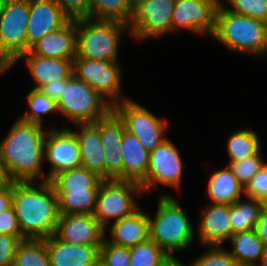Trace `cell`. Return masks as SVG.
<instances>
[{
	"mask_svg": "<svg viewBox=\"0 0 267 266\" xmlns=\"http://www.w3.org/2000/svg\"><path fill=\"white\" fill-rule=\"evenodd\" d=\"M129 266H157L168 254L154 241L148 238L129 248Z\"/></svg>",
	"mask_w": 267,
	"mask_h": 266,
	"instance_id": "836d02e7",
	"label": "cell"
},
{
	"mask_svg": "<svg viewBox=\"0 0 267 266\" xmlns=\"http://www.w3.org/2000/svg\"><path fill=\"white\" fill-rule=\"evenodd\" d=\"M29 0H6L0 12V73L27 52Z\"/></svg>",
	"mask_w": 267,
	"mask_h": 266,
	"instance_id": "52a82bcc",
	"label": "cell"
},
{
	"mask_svg": "<svg viewBox=\"0 0 267 266\" xmlns=\"http://www.w3.org/2000/svg\"><path fill=\"white\" fill-rule=\"evenodd\" d=\"M262 214L267 217V199L262 201Z\"/></svg>",
	"mask_w": 267,
	"mask_h": 266,
	"instance_id": "c3c4849f",
	"label": "cell"
},
{
	"mask_svg": "<svg viewBox=\"0 0 267 266\" xmlns=\"http://www.w3.org/2000/svg\"><path fill=\"white\" fill-rule=\"evenodd\" d=\"M129 248L113 245L106 238L100 247L99 266H129Z\"/></svg>",
	"mask_w": 267,
	"mask_h": 266,
	"instance_id": "74e56055",
	"label": "cell"
},
{
	"mask_svg": "<svg viewBox=\"0 0 267 266\" xmlns=\"http://www.w3.org/2000/svg\"><path fill=\"white\" fill-rule=\"evenodd\" d=\"M79 131H73L78 138L82 167L106 180V163L99 136V120L94 123L76 124Z\"/></svg>",
	"mask_w": 267,
	"mask_h": 266,
	"instance_id": "603a6c76",
	"label": "cell"
},
{
	"mask_svg": "<svg viewBox=\"0 0 267 266\" xmlns=\"http://www.w3.org/2000/svg\"><path fill=\"white\" fill-rule=\"evenodd\" d=\"M98 190L56 191L60 215L94 214Z\"/></svg>",
	"mask_w": 267,
	"mask_h": 266,
	"instance_id": "4316f807",
	"label": "cell"
},
{
	"mask_svg": "<svg viewBox=\"0 0 267 266\" xmlns=\"http://www.w3.org/2000/svg\"><path fill=\"white\" fill-rule=\"evenodd\" d=\"M255 231L258 237L263 241L264 246H267V217L261 214L259 221L255 226Z\"/></svg>",
	"mask_w": 267,
	"mask_h": 266,
	"instance_id": "bcb514c9",
	"label": "cell"
},
{
	"mask_svg": "<svg viewBox=\"0 0 267 266\" xmlns=\"http://www.w3.org/2000/svg\"><path fill=\"white\" fill-rule=\"evenodd\" d=\"M51 266H99L100 247L70 244L55 235L45 239Z\"/></svg>",
	"mask_w": 267,
	"mask_h": 266,
	"instance_id": "ffe728a7",
	"label": "cell"
},
{
	"mask_svg": "<svg viewBox=\"0 0 267 266\" xmlns=\"http://www.w3.org/2000/svg\"><path fill=\"white\" fill-rule=\"evenodd\" d=\"M27 110L20 119L43 125V116L50 113H58L57 103L45 95L40 89H32L26 97Z\"/></svg>",
	"mask_w": 267,
	"mask_h": 266,
	"instance_id": "d6a6232c",
	"label": "cell"
},
{
	"mask_svg": "<svg viewBox=\"0 0 267 266\" xmlns=\"http://www.w3.org/2000/svg\"><path fill=\"white\" fill-rule=\"evenodd\" d=\"M103 180L85 167L67 170L56 175L51 183L55 191H78L99 188Z\"/></svg>",
	"mask_w": 267,
	"mask_h": 266,
	"instance_id": "f1b7e54d",
	"label": "cell"
},
{
	"mask_svg": "<svg viewBox=\"0 0 267 266\" xmlns=\"http://www.w3.org/2000/svg\"><path fill=\"white\" fill-rule=\"evenodd\" d=\"M232 250H228L239 266H260L264 257V243L255 229L235 233L227 241Z\"/></svg>",
	"mask_w": 267,
	"mask_h": 266,
	"instance_id": "484cf974",
	"label": "cell"
},
{
	"mask_svg": "<svg viewBox=\"0 0 267 266\" xmlns=\"http://www.w3.org/2000/svg\"><path fill=\"white\" fill-rule=\"evenodd\" d=\"M6 0H0V12L3 10Z\"/></svg>",
	"mask_w": 267,
	"mask_h": 266,
	"instance_id": "f907efd6",
	"label": "cell"
},
{
	"mask_svg": "<svg viewBox=\"0 0 267 266\" xmlns=\"http://www.w3.org/2000/svg\"><path fill=\"white\" fill-rule=\"evenodd\" d=\"M227 2L231 6L230 9L224 6V2L220 0V4L226 10L247 15L248 17L267 23V0H227Z\"/></svg>",
	"mask_w": 267,
	"mask_h": 266,
	"instance_id": "e575fe53",
	"label": "cell"
},
{
	"mask_svg": "<svg viewBox=\"0 0 267 266\" xmlns=\"http://www.w3.org/2000/svg\"><path fill=\"white\" fill-rule=\"evenodd\" d=\"M248 201L238 199L229 206V218L232 230L235 233L255 229L262 214V201L248 198Z\"/></svg>",
	"mask_w": 267,
	"mask_h": 266,
	"instance_id": "83f0119b",
	"label": "cell"
},
{
	"mask_svg": "<svg viewBox=\"0 0 267 266\" xmlns=\"http://www.w3.org/2000/svg\"><path fill=\"white\" fill-rule=\"evenodd\" d=\"M76 42V19H70L58 30L48 33L36 41L29 51L42 57L74 60L76 57Z\"/></svg>",
	"mask_w": 267,
	"mask_h": 266,
	"instance_id": "44dd1931",
	"label": "cell"
},
{
	"mask_svg": "<svg viewBox=\"0 0 267 266\" xmlns=\"http://www.w3.org/2000/svg\"><path fill=\"white\" fill-rule=\"evenodd\" d=\"M44 160L50 163L46 181L61 172L82 167L79 141L73 130L66 126L47 130L44 141Z\"/></svg>",
	"mask_w": 267,
	"mask_h": 266,
	"instance_id": "4fadbf2b",
	"label": "cell"
},
{
	"mask_svg": "<svg viewBox=\"0 0 267 266\" xmlns=\"http://www.w3.org/2000/svg\"><path fill=\"white\" fill-rule=\"evenodd\" d=\"M25 60L29 72L35 82L34 89H40L43 85L50 82H57L69 79L73 75V60L66 58H48L30 51L23 53L7 70L0 73H7L18 61Z\"/></svg>",
	"mask_w": 267,
	"mask_h": 266,
	"instance_id": "ac0fdd59",
	"label": "cell"
},
{
	"mask_svg": "<svg viewBox=\"0 0 267 266\" xmlns=\"http://www.w3.org/2000/svg\"><path fill=\"white\" fill-rule=\"evenodd\" d=\"M143 194L141 185L133 181L103 180L96 196L94 217L106 229L113 222L135 212L139 206L135 195Z\"/></svg>",
	"mask_w": 267,
	"mask_h": 266,
	"instance_id": "ba28073f",
	"label": "cell"
},
{
	"mask_svg": "<svg viewBox=\"0 0 267 266\" xmlns=\"http://www.w3.org/2000/svg\"><path fill=\"white\" fill-rule=\"evenodd\" d=\"M212 39L235 52L267 57V23L230 12L221 4L216 10Z\"/></svg>",
	"mask_w": 267,
	"mask_h": 266,
	"instance_id": "3957f363",
	"label": "cell"
},
{
	"mask_svg": "<svg viewBox=\"0 0 267 266\" xmlns=\"http://www.w3.org/2000/svg\"><path fill=\"white\" fill-rule=\"evenodd\" d=\"M71 18L89 17L92 0H54Z\"/></svg>",
	"mask_w": 267,
	"mask_h": 266,
	"instance_id": "60d3db41",
	"label": "cell"
},
{
	"mask_svg": "<svg viewBox=\"0 0 267 266\" xmlns=\"http://www.w3.org/2000/svg\"><path fill=\"white\" fill-rule=\"evenodd\" d=\"M198 241L203 246H222L234 234L229 218V205H208L197 224Z\"/></svg>",
	"mask_w": 267,
	"mask_h": 266,
	"instance_id": "d6986e66",
	"label": "cell"
},
{
	"mask_svg": "<svg viewBox=\"0 0 267 266\" xmlns=\"http://www.w3.org/2000/svg\"><path fill=\"white\" fill-rule=\"evenodd\" d=\"M113 110L123 120L125 130L135 135L149 153L168 138L165 136L169 124L167 119L156 117L131 98L115 104Z\"/></svg>",
	"mask_w": 267,
	"mask_h": 266,
	"instance_id": "9c48e42d",
	"label": "cell"
},
{
	"mask_svg": "<svg viewBox=\"0 0 267 266\" xmlns=\"http://www.w3.org/2000/svg\"><path fill=\"white\" fill-rule=\"evenodd\" d=\"M15 183V180L12 178L6 162L2 159L0 154V187L11 186Z\"/></svg>",
	"mask_w": 267,
	"mask_h": 266,
	"instance_id": "ee69618b",
	"label": "cell"
},
{
	"mask_svg": "<svg viewBox=\"0 0 267 266\" xmlns=\"http://www.w3.org/2000/svg\"><path fill=\"white\" fill-rule=\"evenodd\" d=\"M158 199L156 215L153 218L148 215L149 238L173 255L193 244L196 229L174 196L163 194Z\"/></svg>",
	"mask_w": 267,
	"mask_h": 266,
	"instance_id": "277c9868",
	"label": "cell"
},
{
	"mask_svg": "<svg viewBox=\"0 0 267 266\" xmlns=\"http://www.w3.org/2000/svg\"><path fill=\"white\" fill-rule=\"evenodd\" d=\"M179 149L170 139H165L150 152L148 172L140 183L143 193L154 186H171L178 191L183 179L184 164Z\"/></svg>",
	"mask_w": 267,
	"mask_h": 266,
	"instance_id": "7c38bea8",
	"label": "cell"
},
{
	"mask_svg": "<svg viewBox=\"0 0 267 266\" xmlns=\"http://www.w3.org/2000/svg\"><path fill=\"white\" fill-rule=\"evenodd\" d=\"M76 57L118 61V47L128 25L116 20L76 18Z\"/></svg>",
	"mask_w": 267,
	"mask_h": 266,
	"instance_id": "5b68a950",
	"label": "cell"
},
{
	"mask_svg": "<svg viewBox=\"0 0 267 266\" xmlns=\"http://www.w3.org/2000/svg\"><path fill=\"white\" fill-rule=\"evenodd\" d=\"M54 235L70 244L102 246L105 231L93 214H69L60 215Z\"/></svg>",
	"mask_w": 267,
	"mask_h": 266,
	"instance_id": "9a60e30c",
	"label": "cell"
},
{
	"mask_svg": "<svg viewBox=\"0 0 267 266\" xmlns=\"http://www.w3.org/2000/svg\"><path fill=\"white\" fill-rule=\"evenodd\" d=\"M12 205L25 239L44 240L55 234L60 213L51 181L15 182Z\"/></svg>",
	"mask_w": 267,
	"mask_h": 266,
	"instance_id": "6da1fadb",
	"label": "cell"
},
{
	"mask_svg": "<svg viewBox=\"0 0 267 266\" xmlns=\"http://www.w3.org/2000/svg\"><path fill=\"white\" fill-rule=\"evenodd\" d=\"M244 195L248 198L267 199V163L257 172L252 179L244 186Z\"/></svg>",
	"mask_w": 267,
	"mask_h": 266,
	"instance_id": "f35d334b",
	"label": "cell"
},
{
	"mask_svg": "<svg viewBox=\"0 0 267 266\" xmlns=\"http://www.w3.org/2000/svg\"><path fill=\"white\" fill-rule=\"evenodd\" d=\"M208 195L212 204L232 205L244 195V186L233 175L228 165L215 170L208 180Z\"/></svg>",
	"mask_w": 267,
	"mask_h": 266,
	"instance_id": "d4e9b609",
	"label": "cell"
},
{
	"mask_svg": "<svg viewBox=\"0 0 267 266\" xmlns=\"http://www.w3.org/2000/svg\"><path fill=\"white\" fill-rule=\"evenodd\" d=\"M260 266H267V246L264 247V257Z\"/></svg>",
	"mask_w": 267,
	"mask_h": 266,
	"instance_id": "681fc988",
	"label": "cell"
},
{
	"mask_svg": "<svg viewBox=\"0 0 267 266\" xmlns=\"http://www.w3.org/2000/svg\"><path fill=\"white\" fill-rule=\"evenodd\" d=\"M12 205V185L0 187V213Z\"/></svg>",
	"mask_w": 267,
	"mask_h": 266,
	"instance_id": "f6af8a7d",
	"label": "cell"
},
{
	"mask_svg": "<svg viewBox=\"0 0 267 266\" xmlns=\"http://www.w3.org/2000/svg\"><path fill=\"white\" fill-rule=\"evenodd\" d=\"M0 234L15 236L20 241L26 240L22 235L13 205L0 213Z\"/></svg>",
	"mask_w": 267,
	"mask_h": 266,
	"instance_id": "ab89813d",
	"label": "cell"
},
{
	"mask_svg": "<svg viewBox=\"0 0 267 266\" xmlns=\"http://www.w3.org/2000/svg\"><path fill=\"white\" fill-rule=\"evenodd\" d=\"M20 242L15 236L0 234V266H13L16 248Z\"/></svg>",
	"mask_w": 267,
	"mask_h": 266,
	"instance_id": "b9f144b4",
	"label": "cell"
},
{
	"mask_svg": "<svg viewBox=\"0 0 267 266\" xmlns=\"http://www.w3.org/2000/svg\"><path fill=\"white\" fill-rule=\"evenodd\" d=\"M176 0H135L128 24L137 40L159 38L172 32V15Z\"/></svg>",
	"mask_w": 267,
	"mask_h": 266,
	"instance_id": "8fae6325",
	"label": "cell"
},
{
	"mask_svg": "<svg viewBox=\"0 0 267 266\" xmlns=\"http://www.w3.org/2000/svg\"><path fill=\"white\" fill-rule=\"evenodd\" d=\"M58 113L73 124L94 123L105 117L113 106L86 82L73 74L57 102Z\"/></svg>",
	"mask_w": 267,
	"mask_h": 266,
	"instance_id": "8992f818",
	"label": "cell"
},
{
	"mask_svg": "<svg viewBox=\"0 0 267 266\" xmlns=\"http://www.w3.org/2000/svg\"><path fill=\"white\" fill-rule=\"evenodd\" d=\"M135 0H92L89 18L129 24Z\"/></svg>",
	"mask_w": 267,
	"mask_h": 266,
	"instance_id": "4dcf8cb0",
	"label": "cell"
},
{
	"mask_svg": "<svg viewBox=\"0 0 267 266\" xmlns=\"http://www.w3.org/2000/svg\"><path fill=\"white\" fill-rule=\"evenodd\" d=\"M70 19L54 0H29L27 51L36 41L58 30Z\"/></svg>",
	"mask_w": 267,
	"mask_h": 266,
	"instance_id": "2e32d148",
	"label": "cell"
},
{
	"mask_svg": "<svg viewBox=\"0 0 267 266\" xmlns=\"http://www.w3.org/2000/svg\"><path fill=\"white\" fill-rule=\"evenodd\" d=\"M208 250L190 263L191 266H239L223 246H207Z\"/></svg>",
	"mask_w": 267,
	"mask_h": 266,
	"instance_id": "8d00e7d4",
	"label": "cell"
},
{
	"mask_svg": "<svg viewBox=\"0 0 267 266\" xmlns=\"http://www.w3.org/2000/svg\"><path fill=\"white\" fill-rule=\"evenodd\" d=\"M121 68L118 61H100L75 57L73 74L96 90L112 106L128 97L122 96Z\"/></svg>",
	"mask_w": 267,
	"mask_h": 266,
	"instance_id": "30bf717a",
	"label": "cell"
},
{
	"mask_svg": "<svg viewBox=\"0 0 267 266\" xmlns=\"http://www.w3.org/2000/svg\"><path fill=\"white\" fill-rule=\"evenodd\" d=\"M68 80L63 79L57 82H50L43 85L40 90L57 103L62 95L63 85H66Z\"/></svg>",
	"mask_w": 267,
	"mask_h": 266,
	"instance_id": "7bdbcfd3",
	"label": "cell"
},
{
	"mask_svg": "<svg viewBox=\"0 0 267 266\" xmlns=\"http://www.w3.org/2000/svg\"><path fill=\"white\" fill-rule=\"evenodd\" d=\"M13 266H51L45 239L21 241L16 248Z\"/></svg>",
	"mask_w": 267,
	"mask_h": 266,
	"instance_id": "1f68e13d",
	"label": "cell"
},
{
	"mask_svg": "<svg viewBox=\"0 0 267 266\" xmlns=\"http://www.w3.org/2000/svg\"><path fill=\"white\" fill-rule=\"evenodd\" d=\"M229 162H237L256 155L261 151L260 139L255 131L242 129L234 132L227 140Z\"/></svg>",
	"mask_w": 267,
	"mask_h": 266,
	"instance_id": "f546056e",
	"label": "cell"
},
{
	"mask_svg": "<svg viewBox=\"0 0 267 266\" xmlns=\"http://www.w3.org/2000/svg\"><path fill=\"white\" fill-rule=\"evenodd\" d=\"M46 133L42 125L18 118L0 142L1 157L15 182L46 181L41 178Z\"/></svg>",
	"mask_w": 267,
	"mask_h": 266,
	"instance_id": "7a4b0ae2",
	"label": "cell"
},
{
	"mask_svg": "<svg viewBox=\"0 0 267 266\" xmlns=\"http://www.w3.org/2000/svg\"><path fill=\"white\" fill-rule=\"evenodd\" d=\"M108 227L109 229H104L105 238L109 243L116 246L130 248L149 238L148 214L142 211L140 207L131 215L113 222ZM108 231L111 235L110 239L107 237Z\"/></svg>",
	"mask_w": 267,
	"mask_h": 266,
	"instance_id": "7402d4cb",
	"label": "cell"
},
{
	"mask_svg": "<svg viewBox=\"0 0 267 266\" xmlns=\"http://www.w3.org/2000/svg\"><path fill=\"white\" fill-rule=\"evenodd\" d=\"M124 130L123 120L113 109L105 117L99 119V136L106 163V180H122L121 141Z\"/></svg>",
	"mask_w": 267,
	"mask_h": 266,
	"instance_id": "e0dca14e",
	"label": "cell"
},
{
	"mask_svg": "<svg viewBox=\"0 0 267 266\" xmlns=\"http://www.w3.org/2000/svg\"><path fill=\"white\" fill-rule=\"evenodd\" d=\"M121 151L123 155L122 180L140 184L148 172L150 153L137 137L127 130L123 131Z\"/></svg>",
	"mask_w": 267,
	"mask_h": 266,
	"instance_id": "cb8c5ba5",
	"label": "cell"
},
{
	"mask_svg": "<svg viewBox=\"0 0 267 266\" xmlns=\"http://www.w3.org/2000/svg\"><path fill=\"white\" fill-rule=\"evenodd\" d=\"M157 266H188L172 255L165 257ZM191 266V265H189Z\"/></svg>",
	"mask_w": 267,
	"mask_h": 266,
	"instance_id": "7dc6e473",
	"label": "cell"
},
{
	"mask_svg": "<svg viewBox=\"0 0 267 266\" xmlns=\"http://www.w3.org/2000/svg\"><path fill=\"white\" fill-rule=\"evenodd\" d=\"M219 4L220 0H176L172 15V32L184 29L212 37Z\"/></svg>",
	"mask_w": 267,
	"mask_h": 266,
	"instance_id": "5bb4252c",
	"label": "cell"
},
{
	"mask_svg": "<svg viewBox=\"0 0 267 266\" xmlns=\"http://www.w3.org/2000/svg\"><path fill=\"white\" fill-rule=\"evenodd\" d=\"M265 161L260 154V151L250 158L237 161L228 162L229 168L232 170L233 175L239 180V182L245 186L252 177L259 172L265 165Z\"/></svg>",
	"mask_w": 267,
	"mask_h": 266,
	"instance_id": "d590c367",
	"label": "cell"
}]
</instances>
